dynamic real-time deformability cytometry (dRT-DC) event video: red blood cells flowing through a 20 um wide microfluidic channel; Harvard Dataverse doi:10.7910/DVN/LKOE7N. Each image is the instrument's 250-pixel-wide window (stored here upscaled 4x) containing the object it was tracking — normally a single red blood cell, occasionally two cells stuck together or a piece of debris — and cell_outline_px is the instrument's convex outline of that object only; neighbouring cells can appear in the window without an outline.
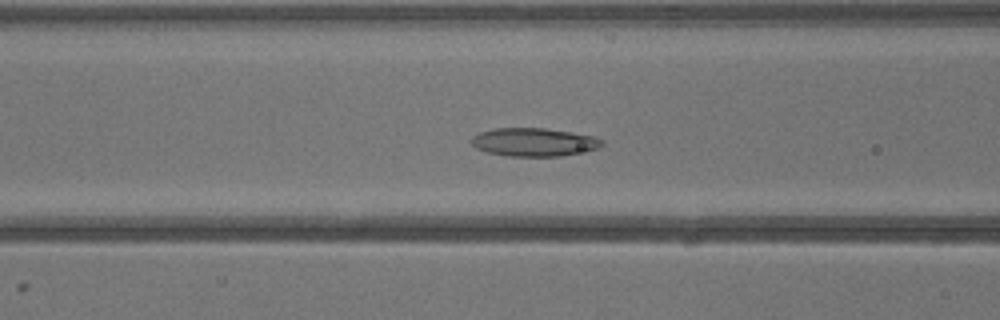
{"species": "common noctule bat (a hibernating species)", "species_latin": "Nyctalus noctula", "temperature_condition": "warm", "stored_images_in_passage": 41, "camera_frame_rate_fps": 3000, "um_per_image_px": 0.085, "animal": {"sex": "male", "body_mass_g": 13.3}, "frame": {"image": 1, "passage_image": 17, "time_ms": 5.333, "image_size_px": [1000, 320], "cell_outline_px": [[604, 144], [596, 148], [560, 156], [508, 156], [488, 152], [476, 148], [472, 144], [472, 136], [480, 132], [496, 128], [544, 128], [572, 132], [596, 136], [604, 140]], "centroid_in_image_um": [45.39, 12.07], "position_along_channel_um": 121.2, "area_um2": 21.39}}
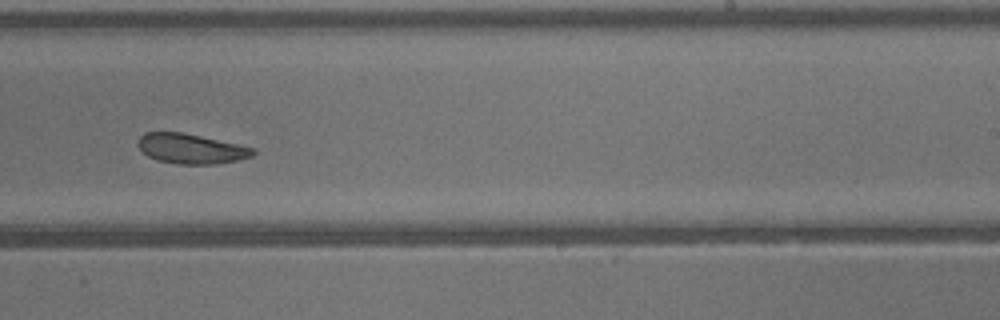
{"frame": {"image": 2, "passage_image": 26, "time_ms": 8.333, "image_size_px": [1000, 320], "cell_outline_px": [[256, 152], [252, 156], [236, 160], [216, 164], [176, 164], [156, 160], [148, 156], [136, 144], [140, 136], [144, 132], [184, 132], [256, 148]], "centroid_in_image_um": [16.23, 12.63], "position_along_channel_um": 272.8, "area_um2": 20.17}}
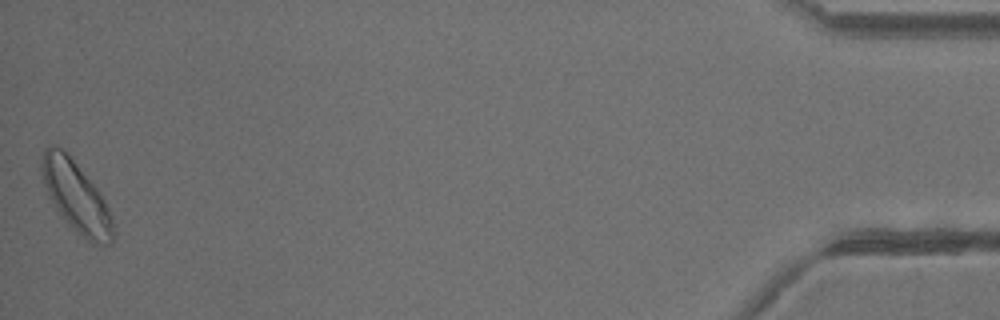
{"frame": {"image": 3, "passage_image": 41, "time_ms": 13.333, "image_size_px": [1000, 320], "cell_outline_px": [[116, 236], [108, 244], [92, 244], [68, 228], [48, 196], [40, 172], [40, 160], [44, 148], [48, 144], [52, 144], [68, 152], [96, 188], [104, 200], [112, 216], [116, 232]], "centroid_in_image_um": [6.45, 16.74], "position_along_channel_um": 428.7, "area_um2": 30.23}}